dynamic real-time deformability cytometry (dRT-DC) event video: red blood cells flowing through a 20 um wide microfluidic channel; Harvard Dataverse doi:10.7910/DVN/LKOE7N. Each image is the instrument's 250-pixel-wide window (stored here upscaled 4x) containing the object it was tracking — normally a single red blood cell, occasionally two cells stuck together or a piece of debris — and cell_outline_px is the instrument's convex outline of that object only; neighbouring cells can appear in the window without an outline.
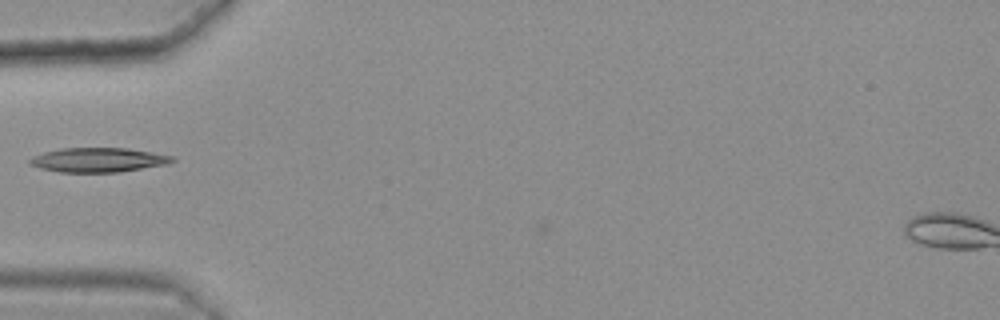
{"species": "common noctule bat (a hibernating species)", "species_latin": "Nyctalus noctula", "temperature_condition": "warm", "stored_images_in_passage": 32, "camera_frame_rate_fps": 3000, "um_per_image_px": 0.085, "animal": {"sex": "female", "body_mass_g": 25.1}, "frame": {"image": 1, "passage_image": 1, "time_ms": 0.0, "image_size_px": [1000, 320], "cell_outline_px": [[176, 160], [168, 164], [120, 172], [60, 172], [40, 168], [28, 164], [28, 160], [32, 156], [44, 152], [60, 148], [124, 148], [152, 152], [172, 156]], "centroid_in_image_um": [8.33, 13.59], "position_along_channel_um": 76.7, "area_um2": 20.29}}
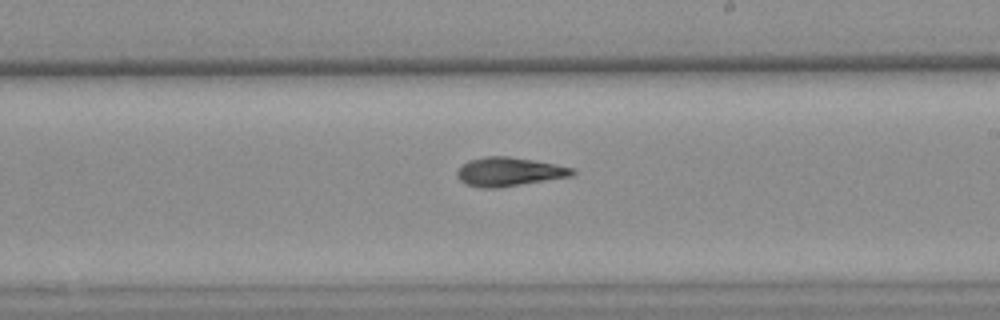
{"frame": {"image": 2, "passage_image": 15, "time_ms": 4.667, "image_size_px": [1000, 320], "cell_outline_px": [[576, 172], [572, 176], [496, 188], [484, 188], [464, 184], [456, 176], [456, 172], [468, 160], [484, 156], [508, 156], [556, 164], [572, 168]], "centroid_in_image_um": [43.24, 14.6], "position_along_channel_um": 245.8, "area_um2": 19.25}}
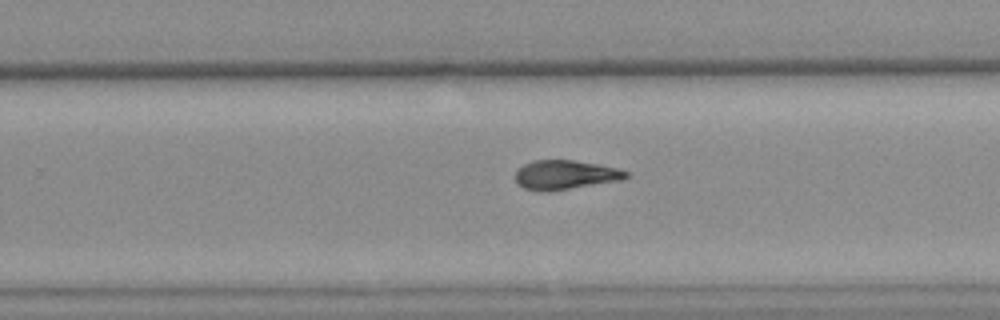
{"frame": {"image": 3, "passage_image": 18, "time_ms": 5.667, "image_size_px": [1000, 320], "cell_outline_px": [[628, 176], [620, 180], [544, 192], [540, 192], [524, 188], [516, 184], [516, 172], [524, 164], [532, 160], [572, 160], [596, 164], [616, 168], [628, 172]], "centroid_in_image_um": [47.98, 14.86], "position_along_channel_um": 281.8, "area_um2": 18.55}}